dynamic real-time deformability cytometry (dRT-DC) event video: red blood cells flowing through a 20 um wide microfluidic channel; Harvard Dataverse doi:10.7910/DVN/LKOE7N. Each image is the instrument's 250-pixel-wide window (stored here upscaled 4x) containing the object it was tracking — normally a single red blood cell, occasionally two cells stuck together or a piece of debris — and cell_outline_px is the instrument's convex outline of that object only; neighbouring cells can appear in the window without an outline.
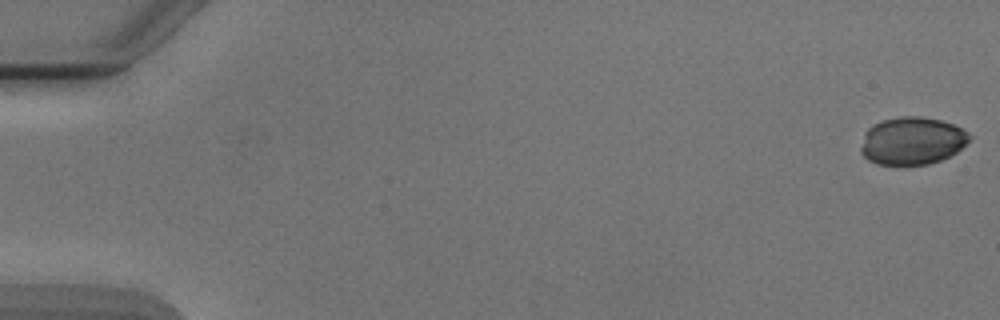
{"species": "Egyptian fruit bat (a non-hibernating species)", "species_latin": "Rousettus aegyptiacus", "temperature_condition": "cold", "stored_images_in_passage": 6, "camera_frame_rate_fps": 3000, "um_per_image_px": 0.085, "animal": {"sex": "male"}, "frame": {"image": 1, "passage_image": 1, "time_ms": 0.0, "image_size_px": [1000, 320], "cell_outline_px": [[972, 136], [956, 152], [940, 160], [928, 164], [876, 164], [868, 160], [860, 152], [860, 148], [864, 132], [872, 124], [884, 120], [900, 116], [920, 116], [940, 120], [952, 124], [968, 132]], "centroid_in_image_um": [77.49, 11.96], "position_along_channel_um": 7.5, "area_um2": 30.0}}
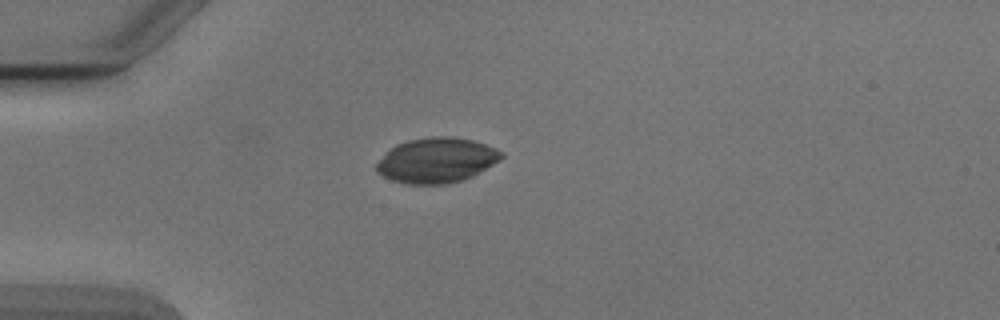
{"frame": {"image": 2, "passage_image": 4, "time_ms": 4.667, "image_size_px": [1000, 320], "cell_outline_px": [[504, 156], [500, 160], [472, 176], [464, 180], [444, 184], [408, 184], [392, 180], [376, 172], [376, 164], [396, 144], [408, 140], [436, 136], [448, 136], [472, 140], [496, 148], [504, 152]], "centroid_in_image_um": [37.14, 13.63], "position_along_channel_um": 47.9, "area_um2": 32.54}}